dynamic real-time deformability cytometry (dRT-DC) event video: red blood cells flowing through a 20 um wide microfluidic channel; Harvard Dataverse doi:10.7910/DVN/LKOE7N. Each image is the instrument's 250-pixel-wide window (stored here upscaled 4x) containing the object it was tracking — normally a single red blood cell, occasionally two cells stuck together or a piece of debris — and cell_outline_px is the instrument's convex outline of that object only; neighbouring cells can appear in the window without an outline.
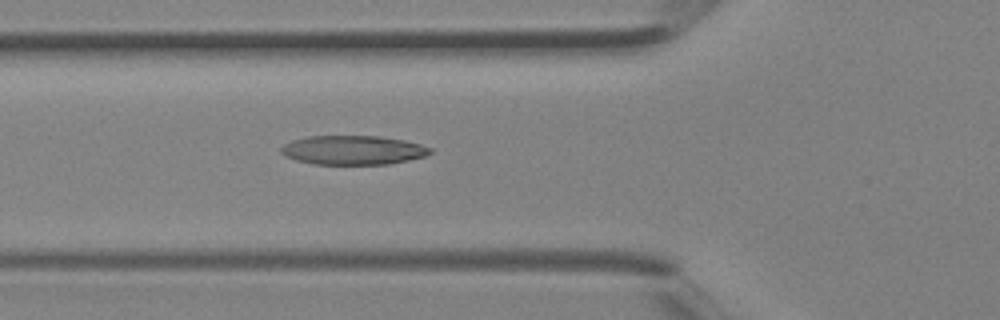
{"species": "Egyptian fruit bat (a non-hibernating species)", "species_latin": "Rousettus aegyptiacus", "temperature_condition": "room temperature", "stored_images_in_passage": 6, "camera_frame_rate_fps": 3000, "um_per_image_px": 0.085, "animal": {"sex": "female"}, "frame": {"image": 1, "passage_image": 6, "time_ms": 1.667, "image_size_px": [1000, 320], "cell_outline_px": [[432, 152], [424, 156], [408, 160], [388, 164], [316, 164], [296, 160], [280, 152], [280, 148], [284, 144], [292, 140], [308, 136], [380, 136], [404, 140], [420, 144], [432, 148]], "centroid_in_image_um": [30.01, 12.75], "position_along_channel_um": 95.8, "area_um2": 25.2}}